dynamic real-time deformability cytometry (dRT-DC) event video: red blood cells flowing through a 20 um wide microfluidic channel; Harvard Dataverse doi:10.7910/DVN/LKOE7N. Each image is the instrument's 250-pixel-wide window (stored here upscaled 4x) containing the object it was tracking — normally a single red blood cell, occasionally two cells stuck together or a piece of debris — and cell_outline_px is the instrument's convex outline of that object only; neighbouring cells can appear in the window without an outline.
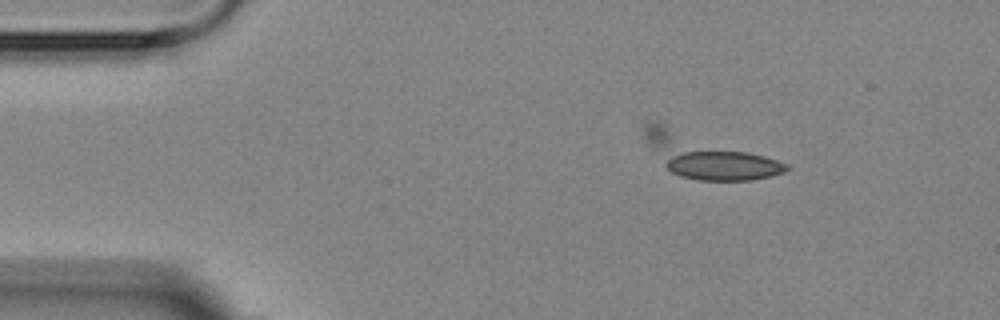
{"species": "Egyptian fruit bat (a non-hibernating species)", "species_latin": "Rousettus aegyptiacus", "temperature_condition": "room temperature", "stored_images_in_passage": 6, "camera_frame_rate_fps": 3000, "um_per_image_px": 0.085, "animal": {"sex": "female"}, "frame": {"image": 1, "passage_image": 1, "time_ms": 0.0, "image_size_px": [1000, 320], "cell_outline_px": [[792, 168], [784, 172], [772, 176], [752, 180], [700, 180], [680, 176], [672, 172], [664, 164], [648, 144], [644, 136], [644, 128], [648, 124], [660, 124], [764, 156], [788, 164]], "centroid_in_image_um": [60.17, 13.33], "position_along_channel_um": 24.8, "area_um2": 33.47}}